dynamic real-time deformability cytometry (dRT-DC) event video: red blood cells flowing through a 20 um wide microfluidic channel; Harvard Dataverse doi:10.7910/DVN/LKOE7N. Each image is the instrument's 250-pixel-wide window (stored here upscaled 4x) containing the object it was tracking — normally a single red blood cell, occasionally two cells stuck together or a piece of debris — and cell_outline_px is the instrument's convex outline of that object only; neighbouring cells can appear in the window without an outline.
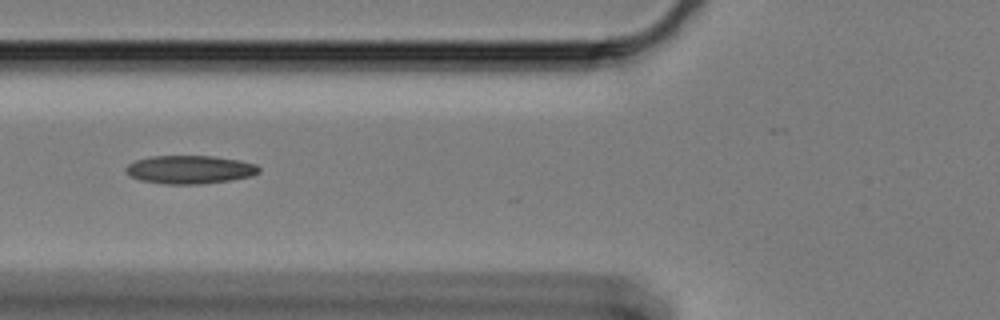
{"species": "Egyptian fruit bat (a non-hibernating species)", "species_latin": "Rousettus aegyptiacus", "temperature_condition": "cold", "stored_images_in_passage": 23, "camera_frame_rate_fps": 3000, "um_per_image_px": 0.085, "animal": {"sex": "female"}, "frame": {"image": 1, "passage_image": 13, "time_ms": 4.0, "image_size_px": [1000, 320], "cell_outline_px": [[260, 172], [252, 176], [228, 180], [200, 184], [164, 184], [140, 180], [128, 176], [124, 172], [124, 168], [128, 164], [136, 160], [152, 156], [212, 156], [240, 160], [256, 164], [260, 168]], "centroid_in_image_um": [16.1, 14.41], "position_along_channel_um": 109.7, "area_um2": 22.08}}
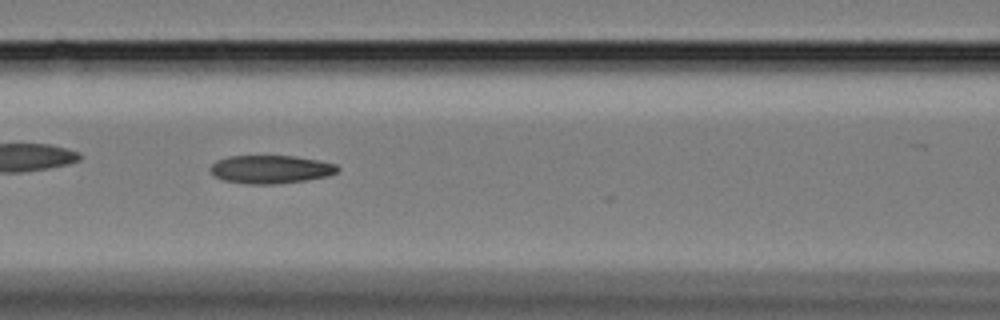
{"frame": {"image": 2, "passage_image": 16, "time_ms": 5.0, "image_size_px": [1000, 320], "cell_outline_px": [[340, 168], [336, 172], [328, 176], [308, 180], [272, 184], [248, 184], [224, 180], [212, 176], [208, 168], [216, 160], [228, 156], [292, 156], [316, 160], [336, 164]], "centroid_in_image_um": [22.96, 14.39], "position_along_channel_um": 143.6, "area_um2": 20.98}}